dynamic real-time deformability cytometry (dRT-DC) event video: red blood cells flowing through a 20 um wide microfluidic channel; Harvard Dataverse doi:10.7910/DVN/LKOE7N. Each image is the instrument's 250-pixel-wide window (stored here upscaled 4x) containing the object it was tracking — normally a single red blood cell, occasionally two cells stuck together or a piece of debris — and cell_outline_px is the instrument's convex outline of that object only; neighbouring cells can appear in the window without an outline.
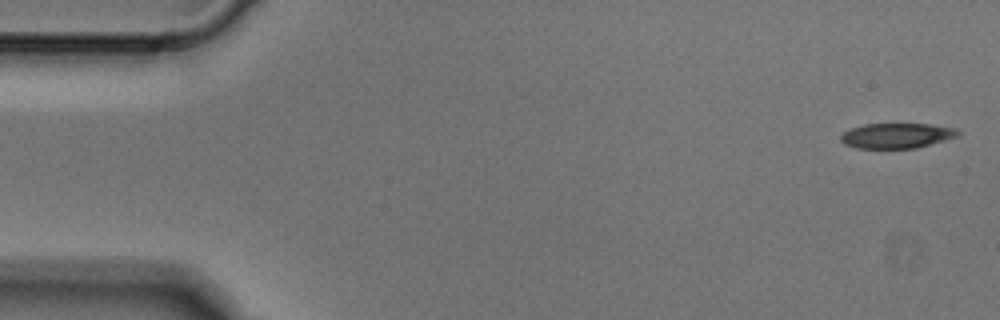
{"species": "Egyptian fruit bat (a non-hibernating species)", "species_latin": "Rousettus aegyptiacus", "temperature_condition": "cold", "stored_images_in_passage": 7, "camera_frame_rate_fps": 3000, "um_per_image_px": 0.085, "animal": {"sex": "male"}, "frame": {"image": 1, "passage_image": 1, "time_ms": 0.0, "image_size_px": [1000, 320], "cell_outline_px": [[960, 136], [916, 148], [856, 148], [844, 144], [840, 140], [840, 136], [844, 132], [852, 128], [864, 124], [928, 124], [956, 128], [960, 132]], "centroid_in_image_um": [76.23, 11.53], "position_along_channel_um": 8.8, "area_um2": 17.17}}
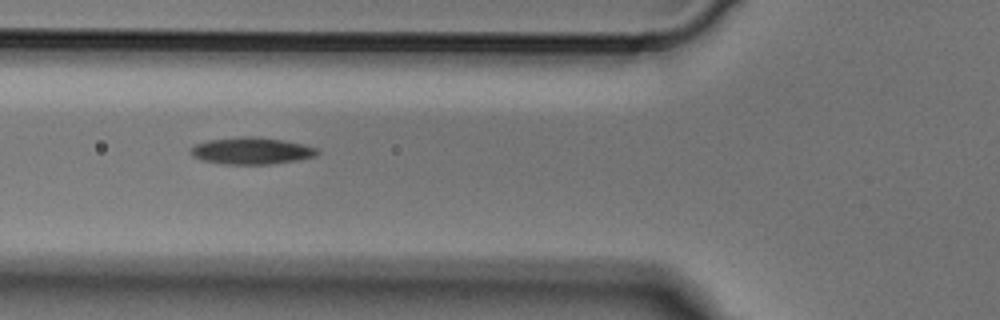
{"frame": {"image": 2, "passage_image": 5, "time_ms": 1.333, "image_size_px": [1000, 320], "cell_outline_px": [[320, 152], [316, 156], [300, 160], [272, 164], [224, 164], [200, 160], [192, 156], [188, 152], [196, 144], [208, 140], [240, 136], [256, 136], [284, 140], [304, 144], [320, 148]], "centroid_in_image_um": [21.42, 12.82], "position_along_channel_um": 104.4, "area_um2": 20.23}}
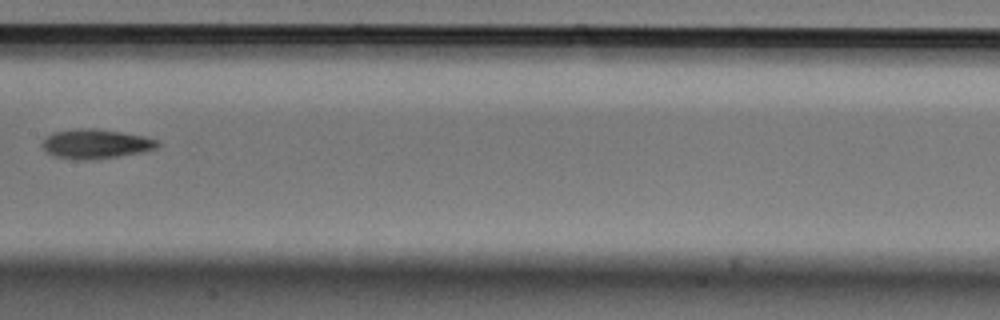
{"frame": {"image": 3, "passage_image": 7, "time_ms": 2.0, "image_size_px": [1000, 320], "cell_outline_px": [[160, 144], [156, 148], [144, 152], [120, 156], [88, 160], [76, 160], [56, 156], [48, 152], [40, 144], [52, 132], [72, 128], [96, 128], [144, 136], [160, 140]], "centroid_in_image_um": [8.16, 12.22], "position_along_channel_um": 199.2, "area_um2": 19.94}}